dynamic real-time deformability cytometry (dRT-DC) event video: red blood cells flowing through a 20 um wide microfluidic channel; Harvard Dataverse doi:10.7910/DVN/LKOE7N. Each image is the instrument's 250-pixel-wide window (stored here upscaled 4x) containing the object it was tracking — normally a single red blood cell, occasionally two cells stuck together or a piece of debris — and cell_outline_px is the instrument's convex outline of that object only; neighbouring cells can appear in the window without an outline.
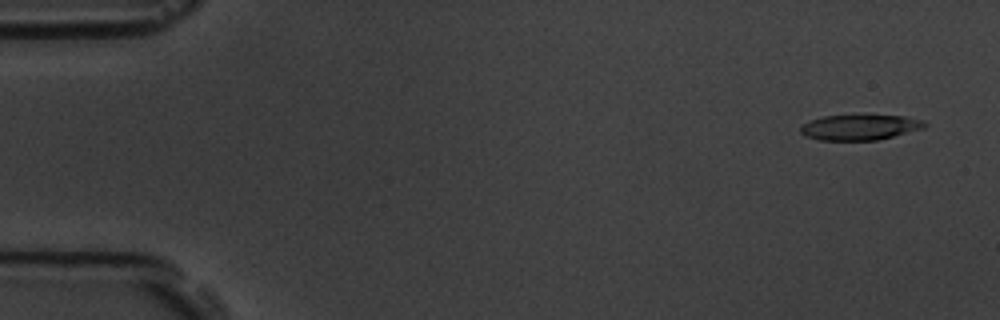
{"species": "common noctule bat (a hibernating species)", "species_latin": "Nyctalus noctula", "temperature_condition": "room temperature", "stored_images_in_passage": 5, "camera_frame_rate_fps": 3000, "um_per_image_px": 0.085, "animal": {"sex": "male", "body_mass_g": 19.5, "forearm_length_mm": 54.6}, "frame": {"image": 1, "passage_image": 1, "time_ms": 0.0, "image_size_px": [1000, 320], "cell_outline_px": [[928, 124], [924, 128], [876, 140], [820, 140], [804, 136], [800, 132], [800, 124], [824, 116], [904, 116], [924, 120]], "centroid_in_image_um": [73.06, 10.83], "position_along_channel_um": 11.9, "area_um2": 18.15}}
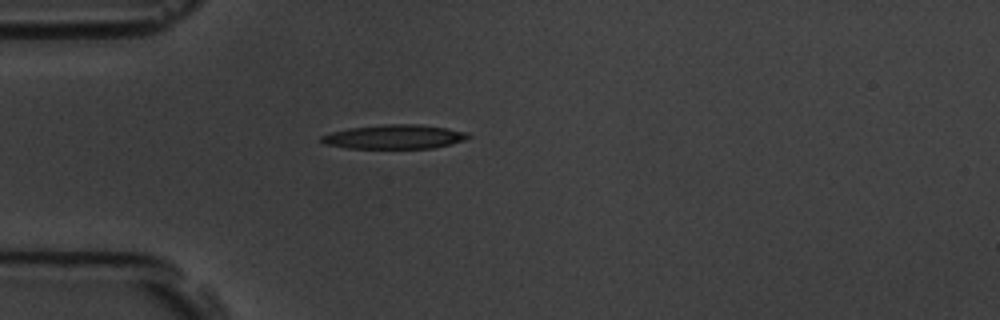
{"frame": {"image": 2, "passage_image": 4, "time_ms": 4.333, "image_size_px": [1000, 320], "cell_outline_px": [[472, 136], [464, 140], [432, 148], [348, 148], [324, 144], [320, 140], [320, 136], [332, 132], [348, 128], [384, 124], [416, 124], [444, 128], [468, 132]], "centroid_in_image_um": [33.49, 11.62], "position_along_channel_um": 51.5, "area_um2": 20.52}}